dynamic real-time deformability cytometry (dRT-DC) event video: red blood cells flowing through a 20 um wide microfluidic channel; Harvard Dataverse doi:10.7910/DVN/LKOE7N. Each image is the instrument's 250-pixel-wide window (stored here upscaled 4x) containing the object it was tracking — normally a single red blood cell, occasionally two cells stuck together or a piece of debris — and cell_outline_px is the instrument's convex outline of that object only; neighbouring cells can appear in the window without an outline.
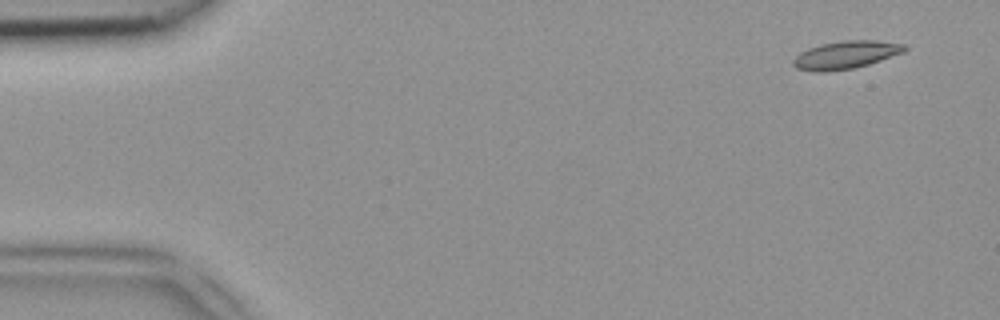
{"species": "common noctule bat (a hibernating species)", "species_latin": "Nyctalus noctula", "temperature_condition": "room temperature", "stored_images_in_passage": 49, "camera_frame_rate_fps": 3000, "um_per_image_px": 0.085, "animal": {"sex": "female", "body_mass_g": 18.4}, "frame": {"image": 1, "passage_image": 3, "time_ms": 0.667, "image_size_px": [1000, 320], "cell_outline_px": [[908, 48], [904, 52], [868, 64], [852, 68], [828, 72], [812, 72], [796, 68], [792, 64], [792, 60], [800, 52], [808, 48], [820, 44], [844, 40], [876, 40], [904, 44]], "centroid_in_image_um": [71.85, 4.66], "position_along_channel_um": 13.1, "area_um2": 18.15}}
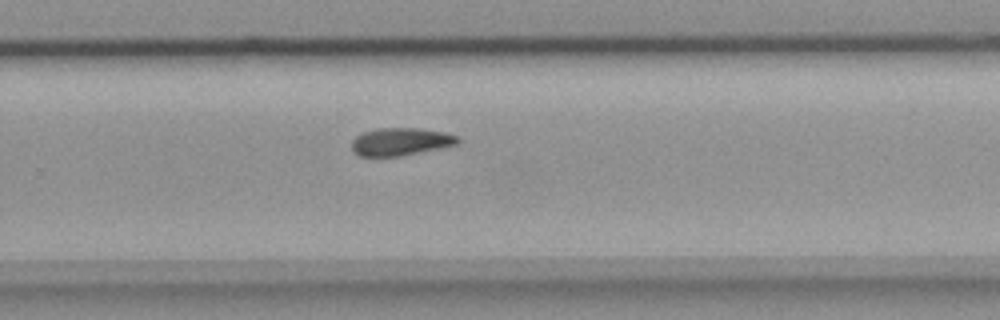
{"frame": {"image": 2, "passage_image": 32, "time_ms": 10.333, "image_size_px": [1000, 320], "cell_outline_px": [[460, 144], [400, 156], [360, 156], [352, 152], [352, 140], [356, 136], [364, 132], [376, 128], [420, 128], [444, 132], [460, 136]], "centroid_in_image_um": [34.08, 12.04], "position_along_channel_um": 295.7, "area_um2": 17.28}}
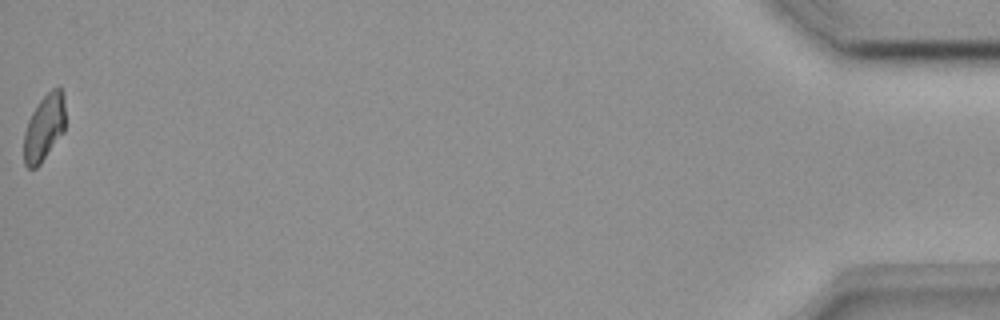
{"frame": {"image": 3, "passage_image": 49, "time_ms": 16.0, "image_size_px": [1000, 320], "cell_outline_px": [[64, 132], [40, 164], [36, 168], [28, 168], [24, 164], [24, 132], [28, 120], [32, 112], [40, 100], [52, 88], [60, 84], [64, 96]], "centroid_in_image_um": [3.76, 10.83], "position_along_channel_um": 431.4, "area_um2": 16.13}}